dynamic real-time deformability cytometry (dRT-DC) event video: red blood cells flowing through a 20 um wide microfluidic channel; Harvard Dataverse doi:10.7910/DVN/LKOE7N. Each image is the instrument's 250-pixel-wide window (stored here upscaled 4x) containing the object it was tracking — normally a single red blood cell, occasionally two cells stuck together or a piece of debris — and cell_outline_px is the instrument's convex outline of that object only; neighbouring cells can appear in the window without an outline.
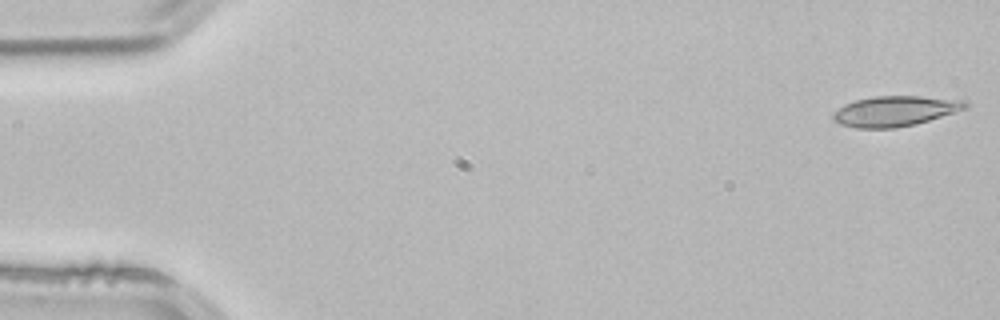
{"species": "common noctule bat (a hibernating species)", "species_latin": "Nyctalus noctula", "temperature_condition": "room temperature", "stored_images_in_passage": 3, "camera_frame_rate_fps": 3000, "um_per_image_px": 0.085, "animal": {"sex": "male", "body_mass_g": 21.5, "forearm_length_mm": 52.0}, "frame": {"image": 1, "passage_image": 1, "time_ms": 0.0, "image_size_px": [1000, 320], "cell_outline_px": [[968, 108], [916, 124], [892, 128], [856, 128], [840, 124], [832, 120], [832, 116], [844, 104], [856, 100], [872, 96], [920, 96], [964, 100], [968, 104]], "centroid_in_image_um": [76.08, 9.44], "position_along_channel_um": 8.9, "area_um2": 23.24}}